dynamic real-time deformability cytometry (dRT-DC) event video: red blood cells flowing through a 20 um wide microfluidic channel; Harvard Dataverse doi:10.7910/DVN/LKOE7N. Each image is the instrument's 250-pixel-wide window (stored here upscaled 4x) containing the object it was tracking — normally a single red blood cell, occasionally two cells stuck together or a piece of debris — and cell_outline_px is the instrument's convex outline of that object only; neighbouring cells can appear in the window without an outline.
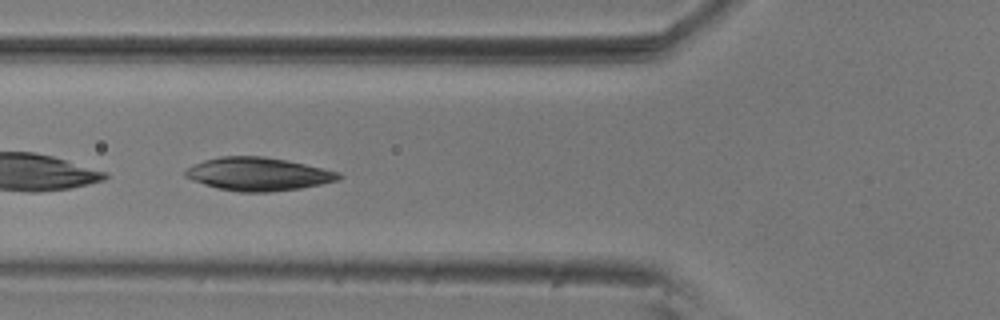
{"species": "common noctule bat (a hibernating species)", "species_latin": "Nyctalus noctula", "temperature_condition": "room temperature", "stored_images_in_passage": 33, "camera_frame_rate_fps": 3000, "um_per_image_px": 0.085, "animal": {"sex": "male", "body_mass_g": 20.5, "forearm_length_mm": 52.5}, "frame": {"image": 1, "passage_image": 9, "time_ms": 2.667, "image_size_px": [1000, 320], "cell_outline_px": [[344, 176], [340, 180], [300, 188], [268, 192], [240, 192], [220, 188], [204, 184], [192, 180], [184, 176], [184, 172], [188, 168], [204, 160], [220, 156], [264, 156], [288, 160], [340, 172]], "centroid_in_image_um": [21.98, 14.79], "position_along_channel_um": 103.8, "area_um2": 29.59}}
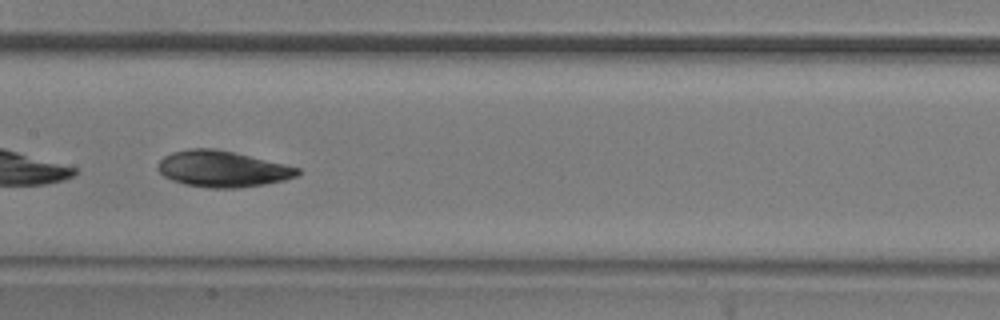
{"frame": {"image": 2, "passage_image": 16, "time_ms": 5.0, "image_size_px": [1000, 320], "cell_outline_px": [[300, 172], [296, 176], [284, 180], [264, 184], [240, 188], [208, 188], [184, 184], [172, 180], [164, 176], [156, 168], [156, 164], [164, 156], [172, 152], [188, 148], [216, 148], [236, 152], [300, 168]], "centroid_in_image_um": [18.87, 14.35], "position_along_channel_um": 188.5, "area_um2": 29.65}}
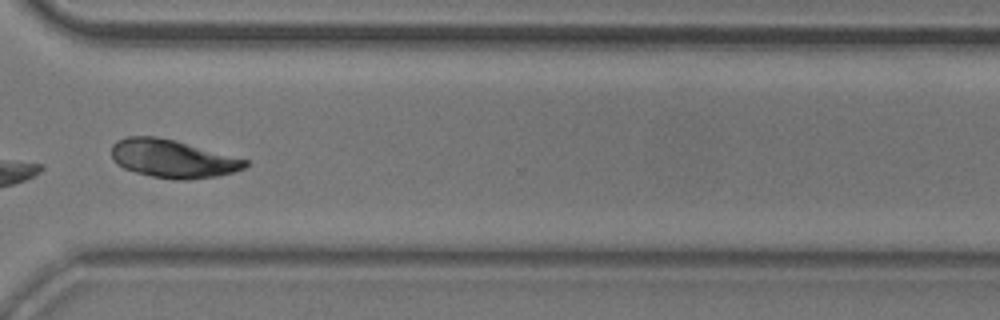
{"frame": {"image": 3, "passage_image": 30, "time_ms": 9.667, "image_size_px": [1000, 320], "cell_outline_px": [[248, 164], [244, 168], [232, 172], [216, 176], [188, 180], [176, 180], [152, 176], [136, 172], [124, 168], [116, 164], [112, 160], [112, 144], [116, 140], [128, 136], [156, 136], [176, 140], [248, 160]], "centroid_in_image_um": [14.64, 13.48], "position_along_channel_um": 356.0, "area_um2": 29.71}, "authors_computed_cell_mechanics": {"area_um2": 29.1312, "velocity_mm_per_s": 3.6031, "shape_relaxation_time_tau1_ms": 3.0537, "shape_relaxation_time_tau2_ms": 2.4892, "deformation_change_tau1": 0.0866, "deformation_change_tau2": 0.049}}